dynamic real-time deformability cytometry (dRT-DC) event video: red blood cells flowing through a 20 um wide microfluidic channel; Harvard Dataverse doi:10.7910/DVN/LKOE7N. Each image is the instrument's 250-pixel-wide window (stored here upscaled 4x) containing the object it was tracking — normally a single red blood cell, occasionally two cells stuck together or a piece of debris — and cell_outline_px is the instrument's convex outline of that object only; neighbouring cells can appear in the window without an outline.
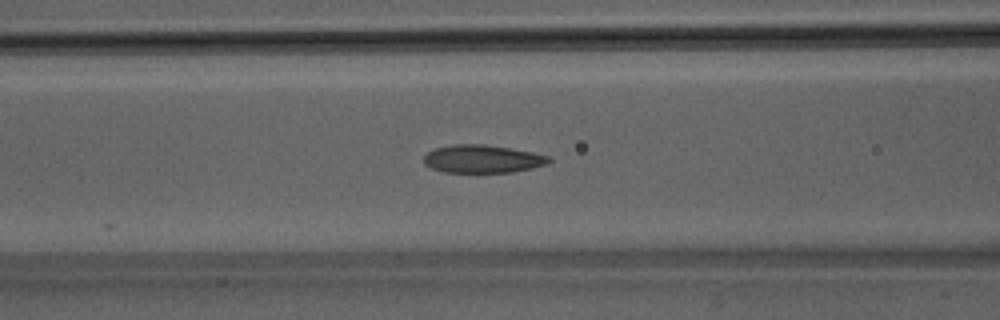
{"species": "Egyptian fruit bat (a non-hibernating species)", "species_latin": "Rousettus aegyptiacus", "temperature_condition": "room temperature", "stored_images_in_passage": 40, "camera_frame_rate_fps": 3000, "um_per_image_px": 0.085, "animal": {"sex": "male"}, "frame": {"image": 1, "passage_image": 14, "time_ms": 4.333, "image_size_px": [1000, 320], "cell_outline_px": [[552, 160], [548, 164], [532, 168], [512, 172], [444, 172], [432, 168], [424, 164], [424, 156], [428, 152], [436, 148], [452, 144], [484, 144], [532, 152], [548, 156]], "centroid_in_image_um": [41.01, 13.51], "position_along_channel_um": 125.6, "area_um2": 20.29}}
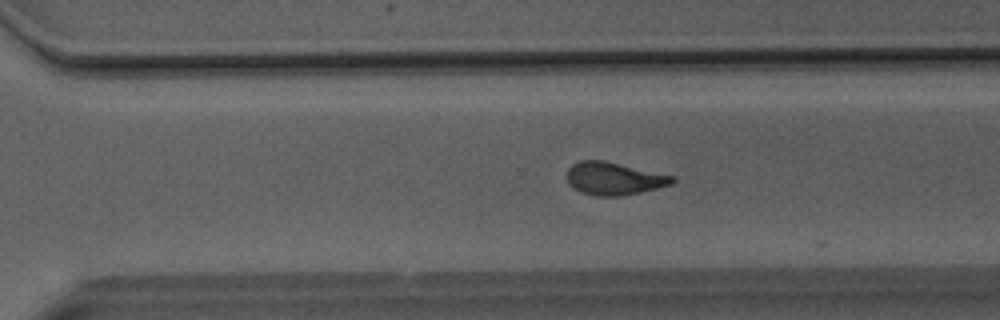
{"frame": {"image": 2, "passage_image": 28, "time_ms": 9.0, "image_size_px": [1000, 320], "cell_outline_px": [[676, 180], [672, 184], [640, 192], [620, 196], [596, 196], [580, 192], [572, 188], [568, 184], [568, 168], [572, 164], [580, 160], [604, 160], [676, 176]], "centroid_in_image_um": [52.19, 15.17], "position_along_channel_um": 318.4, "area_um2": 20.23}}
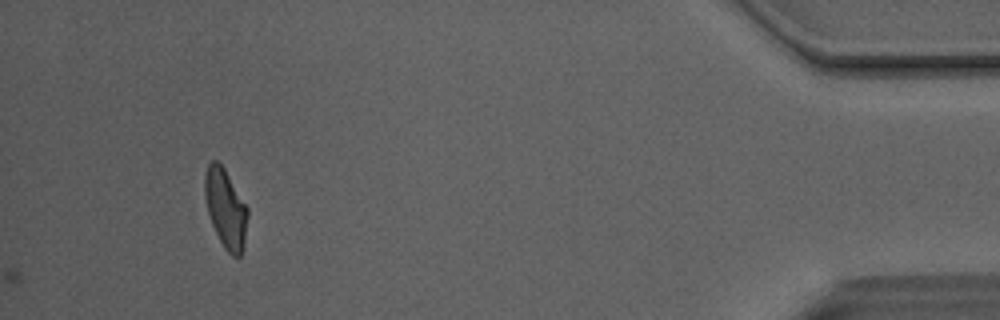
{"frame": {"image": 3, "passage_image": 40, "time_ms": 13.0, "image_size_px": [1000, 320], "cell_outline_px": [[248, 216], [244, 248], [240, 256], [232, 256], [224, 248], [212, 224], [208, 212], [204, 196], [204, 176], [208, 164], [212, 160], [216, 160], [224, 168], [248, 208]], "centroid_in_image_um": [19.18, 17.73], "position_along_channel_um": 416.0, "area_um2": 19.71}}